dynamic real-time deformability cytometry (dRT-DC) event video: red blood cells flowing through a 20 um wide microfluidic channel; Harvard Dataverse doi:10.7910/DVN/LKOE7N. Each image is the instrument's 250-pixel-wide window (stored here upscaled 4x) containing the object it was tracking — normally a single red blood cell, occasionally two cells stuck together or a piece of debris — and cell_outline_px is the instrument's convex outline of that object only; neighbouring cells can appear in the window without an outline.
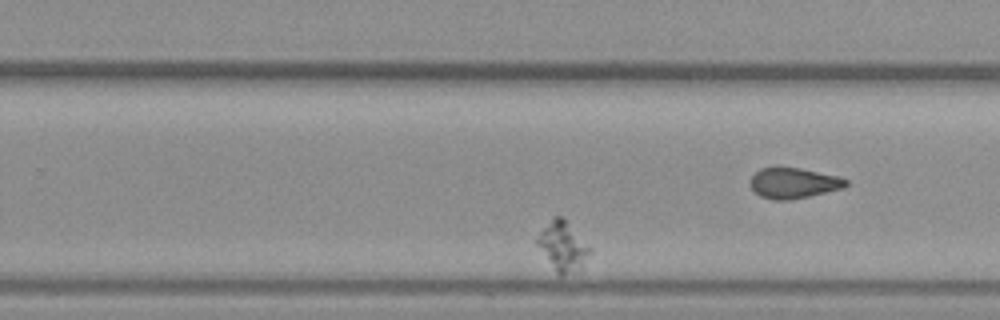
{"species": "common noctule bat (a hibernating species)", "species_latin": "Nyctalus noctula", "temperature_condition": "warm", "stored_images_in_passage": 32, "camera_frame_rate_fps": 3000, "um_per_image_px": 0.085, "animal": {"sex": "female", "body_mass_g": 19.3, "forearm_length_mm": 54.1}, "frame": {"image": 1, "passage_image": 23, "time_ms": 7.333, "image_size_px": [1000, 320], "cell_outline_px": [[592, 252], [580, 264], [560, 276], [556, 272], [536, 244], [536, 240], [540, 232], [552, 216], [564, 216], [592, 248]], "centroid_in_image_um": [47.82, 20.82], "position_along_channel_um": 282.0, "area_um2": 14.68}}